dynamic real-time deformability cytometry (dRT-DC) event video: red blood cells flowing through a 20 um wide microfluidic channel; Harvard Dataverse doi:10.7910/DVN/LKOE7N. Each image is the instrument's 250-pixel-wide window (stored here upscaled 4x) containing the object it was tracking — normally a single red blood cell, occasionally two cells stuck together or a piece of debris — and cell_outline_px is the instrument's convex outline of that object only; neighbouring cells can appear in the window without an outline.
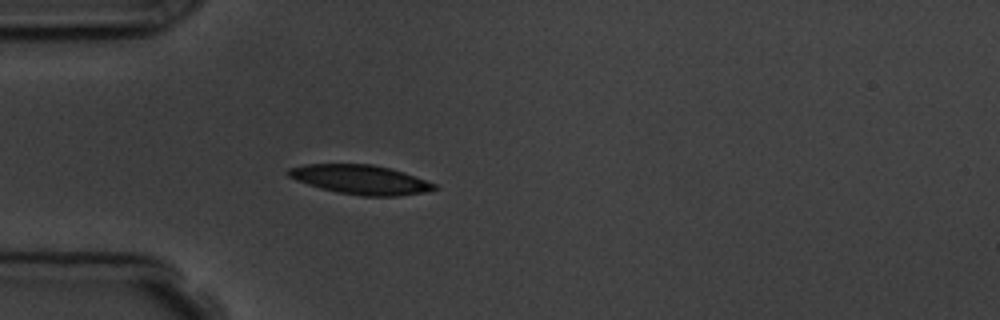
{"species": "common noctule bat (a hibernating species)", "species_latin": "Nyctalus noctula", "temperature_condition": "room temperature", "stored_images_in_passage": 4, "camera_frame_rate_fps": 3000, "um_per_image_px": 0.085, "animal": {"sex": "male", "body_mass_g": 19.5, "forearm_length_mm": 54.6}, "frame": {"image": 1, "passage_image": 4, "time_ms": 4.333, "image_size_px": [1000, 320], "cell_outline_px": [[436, 188], [424, 192], [396, 196], [360, 196], [336, 192], [320, 188], [296, 180], [288, 176], [284, 172], [288, 168], [304, 164], [372, 164], [404, 172], [436, 184]], "centroid_in_image_um": [30.58, 15.26], "position_along_channel_um": 54.4, "area_um2": 24.85}}